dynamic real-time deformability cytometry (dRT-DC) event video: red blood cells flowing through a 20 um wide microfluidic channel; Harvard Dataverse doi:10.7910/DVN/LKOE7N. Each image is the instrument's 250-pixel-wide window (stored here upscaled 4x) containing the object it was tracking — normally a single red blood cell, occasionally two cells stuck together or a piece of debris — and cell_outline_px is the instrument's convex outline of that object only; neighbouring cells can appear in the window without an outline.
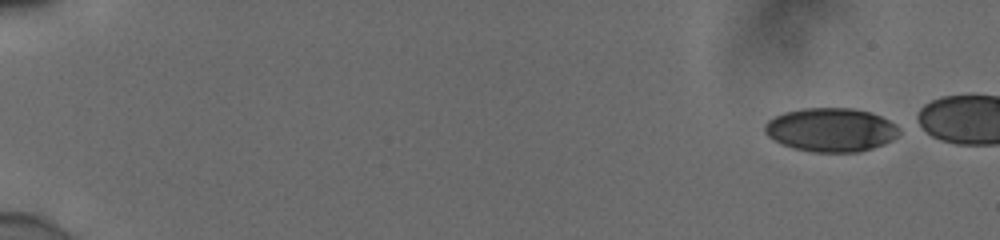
{"species": "human", "species_latin": "Homo sapiens", "temperature_condition": "cold", "stored_images_in_passage": 16, "camera_frame_rate_fps": 3000, "um_per_image_px": 0.085, "donor": {"sex": "male"}, "frame": {"image": 1, "passage_image": 1, "time_ms": 0.0, "image_size_px": [1000, 240], "cell_outline_px": [[900, 132], [892, 140], [872, 148], [860, 152], [812, 152], [792, 148], [780, 144], [772, 140], [764, 132], [764, 124], [768, 120], [784, 112], [804, 108], [852, 108], [872, 112], [896, 124]], "centroid_in_image_um": [70.6, 11.04], "position_along_channel_um": 14.4, "area_um2": 34.45}}